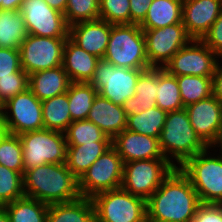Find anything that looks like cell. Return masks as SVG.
Instances as JSON below:
<instances>
[{
	"instance_id": "cell-1",
	"label": "cell",
	"mask_w": 222,
	"mask_h": 222,
	"mask_svg": "<svg viewBox=\"0 0 222 222\" xmlns=\"http://www.w3.org/2000/svg\"><path fill=\"white\" fill-rule=\"evenodd\" d=\"M200 205L190 179L174 168L146 200L147 222H191Z\"/></svg>"
},
{
	"instance_id": "cell-2",
	"label": "cell",
	"mask_w": 222,
	"mask_h": 222,
	"mask_svg": "<svg viewBox=\"0 0 222 222\" xmlns=\"http://www.w3.org/2000/svg\"><path fill=\"white\" fill-rule=\"evenodd\" d=\"M24 195L48 205L75 201L81 197L78 178L65 163L43 164L23 175Z\"/></svg>"
},
{
	"instance_id": "cell-3",
	"label": "cell",
	"mask_w": 222,
	"mask_h": 222,
	"mask_svg": "<svg viewBox=\"0 0 222 222\" xmlns=\"http://www.w3.org/2000/svg\"><path fill=\"white\" fill-rule=\"evenodd\" d=\"M159 145L164 158L175 168L181 167L189 158L209 148L194 131L185 108L168 112ZM168 153L180 166L170 160Z\"/></svg>"
},
{
	"instance_id": "cell-4",
	"label": "cell",
	"mask_w": 222,
	"mask_h": 222,
	"mask_svg": "<svg viewBox=\"0 0 222 222\" xmlns=\"http://www.w3.org/2000/svg\"><path fill=\"white\" fill-rule=\"evenodd\" d=\"M104 60L116 67L149 69L145 36L137 24L112 25Z\"/></svg>"
},
{
	"instance_id": "cell-5",
	"label": "cell",
	"mask_w": 222,
	"mask_h": 222,
	"mask_svg": "<svg viewBox=\"0 0 222 222\" xmlns=\"http://www.w3.org/2000/svg\"><path fill=\"white\" fill-rule=\"evenodd\" d=\"M207 150L179 168L190 179L201 204H222V157H208Z\"/></svg>"
},
{
	"instance_id": "cell-6",
	"label": "cell",
	"mask_w": 222,
	"mask_h": 222,
	"mask_svg": "<svg viewBox=\"0 0 222 222\" xmlns=\"http://www.w3.org/2000/svg\"><path fill=\"white\" fill-rule=\"evenodd\" d=\"M19 138L22 144L24 172L43 164L65 163V133L44 128L22 133Z\"/></svg>"
},
{
	"instance_id": "cell-7",
	"label": "cell",
	"mask_w": 222,
	"mask_h": 222,
	"mask_svg": "<svg viewBox=\"0 0 222 222\" xmlns=\"http://www.w3.org/2000/svg\"><path fill=\"white\" fill-rule=\"evenodd\" d=\"M91 200L95 222H147L146 201L122 187L98 193Z\"/></svg>"
},
{
	"instance_id": "cell-8",
	"label": "cell",
	"mask_w": 222,
	"mask_h": 222,
	"mask_svg": "<svg viewBox=\"0 0 222 222\" xmlns=\"http://www.w3.org/2000/svg\"><path fill=\"white\" fill-rule=\"evenodd\" d=\"M147 69L116 67L100 59L89 83L97 92L114 104L123 106L125 101L135 95L139 75Z\"/></svg>"
},
{
	"instance_id": "cell-9",
	"label": "cell",
	"mask_w": 222,
	"mask_h": 222,
	"mask_svg": "<svg viewBox=\"0 0 222 222\" xmlns=\"http://www.w3.org/2000/svg\"><path fill=\"white\" fill-rule=\"evenodd\" d=\"M174 168L166 158L124 163L121 187L146 201Z\"/></svg>"
},
{
	"instance_id": "cell-10",
	"label": "cell",
	"mask_w": 222,
	"mask_h": 222,
	"mask_svg": "<svg viewBox=\"0 0 222 222\" xmlns=\"http://www.w3.org/2000/svg\"><path fill=\"white\" fill-rule=\"evenodd\" d=\"M124 162L116 149H107L78 179L81 197L120 188L123 180Z\"/></svg>"
},
{
	"instance_id": "cell-11",
	"label": "cell",
	"mask_w": 222,
	"mask_h": 222,
	"mask_svg": "<svg viewBox=\"0 0 222 222\" xmlns=\"http://www.w3.org/2000/svg\"><path fill=\"white\" fill-rule=\"evenodd\" d=\"M2 131L20 135L44 129L42 101L29 89L13 96L1 105ZM10 109V115L6 110Z\"/></svg>"
},
{
	"instance_id": "cell-12",
	"label": "cell",
	"mask_w": 222,
	"mask_h": 222,
	"mask_svg": "<svg viewBox=\"0 0 222 222\" xmlns=\"http://www.w3.org/2000/svg\"><path fill=\"white\" fill-rule=\"evenodd\" d=\"M66 39L28 34L19 47L21 68L30 75L61 66Z\"/></svg>"
},
{
	"instance_id": "cell-13",
	"label": "cell",
	"mask_w": 222,
	"mask_h": 222,
	"mask_svg": "<svg viewBox=\"0 0 222 222\" xmlns=\"http://www.w3.org/2000/svg\"><path fill=\"white\" fill-rule=\"evenodd\" d=\"M142 30L145 36L146 57L150 67L163 68L181 48L192 40L182 23ZM158 63L159 65H157Z\"/></svg>"
},
{
	"instance_id": "cell-14",
	"label": "cell",
	"mask_w": 222,
	"mask_h": 222,
	"mask_svg": "<svg viewBox=\"0 0 222 222\" xmlns=\"http://www.w3.org/2000/svg\"><path fill=\"white\" fill-rule=\"evenodd\" d=\"M216 55L201 39H192L163 68L174 76L213 77L218 63Z\"/></svg>"
},
{
	"instance_id": "cell-15",
	"label": "cell",
	"mask_w": 222,
	"mask_h": 222,
	"mask_svg": "<svg viewBox=\"0 0 222 222\" xmlns=\"http://www.w3.org/2000/svg\"><path fill=\"white\" fill-rule=\"evenodd\" d=\"M19 11L28 34L53 38L68 37L69 26L64 14L51 8L45 0H24Z\"/></svg>"
},
{
	"instance_id": "cell-16",
	"label": "cell",
	"mask_w": 222,
	"mask_h": 222,
	"mask_svg": "<svg viewBox=\"0 0 222 222\" xmlns=\"http://www.w3.org/2000/svg\"><path fill=\"white\" fill-rule=\"evenodd\" d=\"M185 109L194 131L210 147L222 127V103L211 95Z\"/></svg>"
},
{
	"instance_id": "cell-17",
	"label": "cell",
	"mask_w": 222,
	"mask_h": 222,
	"mask_svg": "<svg viewBox=\"0 0 222 222\" xmlns=\"http://www.w3.org/2000/svg\"><path fill=\"white\" fill-rule=\"evenodd\" d=\"M222 11V0H183L182 24L192 39H202Z\"/></svg>"
},
{
	"instance_id": "cell-18",
	"label": "cell",
	"mask_w": 222,
	"mask_h": 222,
	"mask_svg": "<svg viewBox=\"0 0 222 222\" xmlns=\"http://www.w3.org/2000/svg\"><path fill=\"white\" fill-rule=\"evenodd\" d=\"M112 146L116 149L124 163L164 158L159 138L132 132L124 129L112 139Z\"/></svg>"
},
{
	"instance_id": "cell-19",
	"label": "cell",
	"mask_w": 222,
	"mask_h": 222,
	"mask_svg": "<svg viewBox=\"0 0 222 222\" xmlns=\"http://www.w3.org/2000/svg\"><path fill=\"white\" fill-rule=\"evenodd\" d=\"M110 32L111 24L105 20L97 19L71 25L68 37L86 52L103 59Z\"/></svg>"
},
{
	"instance_id": "cell-20",
	"label": "cell",
	"mask_w": 222,
	"mask_h": 222,
	"mask_svg": "<svg viewBox=\"0 0 222 222\" xmlns=\"http://www.w3.org/2000/svg\"><path fill=\"white\" fill-rule=\"evenodd\" d=\"M86 120L95 123L112 140L126 129L127 115L123 106L97 93Z\"/></svg>"
},
{
	"instance_id": "cell-21",
	"label": "cell",
	"mask_w": 222,
	"mask_h": 222,
	"mask_svg": "<svg viewBox=\"0 0 222 222\" xmlns=\"http://www.w3.org/2000/svg\"><path fill=\"white\" fill-rule=\"evenodd\" d=\"M99 58L86 52L69 37L66 39L62 67L70 82H89L94 74Z\"/></svg>"
},
{
	"instance_id": "cell-22",
	"label": "cell",
	"mask_w": 222,
	"mask_h": 222,
	"mask_svg": "<svg viewBox=\"0 0 222 222\" xmlns=\"http://www.w3.org/2000/svg\"><path fill=\"white\" fill-rule=\"evenodd\" d=\"M70 80L61 66L37 71L29 75L28 89L40 100L67 92Z\"/></svg>"
},
{
	"instance_id": "cell-23",
	"label": "cell",
	"mask_w": 222,
	"mask_h": 222,
	"mask_svg": "<svg viewBox=\"0 0 222 222\" xmlns=\"http://www.w3.org/2000/svg\"><path fill=\"white\" fill-rule=\"evenodd\" d=\"M158 67L144 70L138 77L135 95L125 101L126 115H135L156 106Z\"/></svg>"
},
{
	"instance_id": "cell-24",
	"label": "cell",
	"mask_w": 222,
	"mask_h": 222,
	"mask_svg": "<svg viewBox=\"0 0 222 222\" xmlns=\"http://www.w3.org/2000/svg\"><path fill=\"white\" fill-rule=\"evenodd\" d=\"M111 146L112 141H96L82 145H67L65 164L79 179L81 175Z\"/></svg>"
},
{
	"instance_id": "cell-25",
	"label": "cell",
	"mask_w": 222,
	"mask_h": 222,
	"mask_svg": "<svg viewBox=\"0 0 222 222\" xmlns=\"http://www.w3.org/2000/svg\"><path fill=\"white\" fill-rule=\"evenodd\" d=\"M47 222H95L91 198L80 197L75 201L48 206Z\"/></svg>"
},
{
	"instance_id": "cell-26",
	"label": "cell",
	"mask_w": 222,
	"mask_h": 222,
	"mask_svg": "<svg viewBox=\"0 0 222 222\" xmlns=\"http://www.w3.org/2000/svg\"><path fill=\"white\" fill-rule=\"evenodd\" d=\"M182 6L183 0H153L139 26L141 29H157L182 23Z\"/></svg>"
},
{
	"instance_id": "cell-27",
	"label": "cell",
	"mask_w": 222,
	"mask_h": 222,
	"mask_svg": "<svg viewBox=\"0 0 222 222\" xmlns=\"http://www.w3.org/2000/svg\"><path fill=\"white\" fill-rule=\"evenodd\" d=\"M44 128L65 133L72 123L67 92L42 101Z\"/></svg>"
},
{
	"instance_id": "cell-28",
	"label": "cell",
	"mask_w": 222,
	"mask_h": 222,
	"mask_svg": "<svg viewBox=\"0 0 222 222\" xmlns=\"http://www.w3.org/2000/svg\"><path fill=\"white\" fill-rule=\"evenodd\" d=\"M28 33L19 10L0 11V48L19 49Z\"/></svg>"
},
{
	"instance_id": "cell-29",
	"label": "cell",
	"mask_w": 222,
	"mask_h": 222,
	"mask_svg": "<svg viewBox=\"0 0 222 222\" xmlns=\"http://www.w3.org/2000/svg\"><path fill=\"white\" fill-rule=\"evenodd\" d=\"M48 204L22 197L4 205L10 222H47Z\"/></svg>"
},
{
	"instance_id": "cell-30",
	"label": "cell",
	"mask_w": 222,
	"mask_h": 222,
	"mask_svg": "<svg viewBox=\"0 0 222 222\" xmlns=\"http://www.w3.org/2000/svg\"><path fill=\"white\" fill-rule=\"evenodd\" d=\"M167 114V111L155 106L141 113L129 115L127 116L126 129L135 133L159 138Z\"/></svg>"
},
{
	"instance_id": "cell-31",
	"label": "cell",
	"mask_w": 222,
	"mask_h": 222,
	"mask_svg": "<svg viewBox=\"0 0 222 222\" xmlns=\"http://www.w3.org/2000/svg\"><path fill=\"white\" fill-rule=\"evenodd\" d=\"M97 90L89 82H71L67 89L72 122L86 120Z\"/></svg>"
},
{
	"instance_id": "cell-32",
	"label": "cell",
	"mask_w": 222,
	"mask_h": 222,
	"mask_svg": "<svg viewBox=\"0 0 222 222\" xmlns=\"http://www.w3.org/2000/svg\"><path fill=\"white\" fill-rule=\"evenodd\" d=\"M156 106L167 112L185 108L181 100L176 76L158 67Z\"/></svg>"
},
{
	"instance_id": "cell-33",
	"label": "cell",
	"mask_w": 222,
	"mask_h": 222,
	"mask_svg": "<svg viewBox=\"0 0 222 222\" xmlns=\"http://www.w3.org/2000/svg\"><path fill=\"white\" fill-rule=\"evenodd\" d=\"M176 80L184 107L212 95V77L183 75Z\"/></svg>"
},
{
	"instance_id": "cell-34",
	"label": "cell",
	"mask_w": 222,
	"mask_h": 222,
	"mask_svg": "<svg viewBox=\"0 0 222 222\" xmlns=\"http://www.w3.org/2000/svg\"><path fill=\"white\" fill-rule=\"evenodd\" d=\"M65 137L67 145L112 141L95 123L89 120L73 121L65 132Z\"/></svg>"
},
{
	"instance_id": "cell-35",
	"label": "cell",
	"mask_w": 222,
	"mask_h": 222,
	"mask_svg": "<svg viewBox=\"0 0 222 222\" xmlns=\"http://www.w3.org/2000/svg\"><path fill=\"white\" fill-rule=\"evenodd\" d=\"M22 144L19 135L0 133V164L24 175Z\"/></svg>"
},
{
	"instance_id": "cell-36",
	"label": "cell",
	"mask_w": 222,
	"mask_h": 222,
	"mask_svg": "<svg viewBox=\"0 0 222 222\" xmlns=\"http://www.w3.org/2000/svg\"><path fill=\"white\" fill-rule=\"evenodd\" d=\"M24 196L23 175L0 164V207Z\"/></svg>"
},
{
	"instance_id": "cell-37",
	"label": "cell",
	"mask_w": 222,
	"mask_h": 222,
	"mask_svg": "<svg viewBox=\"0 0 222 222\" xmlns=\"http://www.w3.org/2000/svg\"><path fill=\"white\" fill-rule=\"evenodd\" d=\"M64 17L67 25L99 19V0H67Z\"/></svg>"
},
{
	"instance_id": "cell-38",
	"label": "cell",
	"mask_w": 222,
	"mask_h": 222,
	"mask_svg": "<svg viewBox=\"0 0 222 222\" xmlns=\"http://www.w3.org/2000/svg\"><path fill=\"white\" fill-rule=\"evenodd\" d=\"M99 19L112 25L131 24L129 0H99Z\"/></svg>"
},
{
	"instance_id": "cell-39",
	"label": "cell",
	"mask_w": 222,
	"mask_h": 222,
	"mask_svg": "<svg viewBox=\"0 0 222 222\" xmlns=\"http://www.w3.org/2000/svg\"><path fill=\"white\" fill-rule=\"evenodd\" d=\"M29 75L22 69L0 78V104L28 89Z\"/></svg>"
},
{
	"instance_id": "cell-40",
	"label": "cell",
	"mask_w": 222,
	"mask_h": 222,
	"mask_svg": "<svg viewBox=\"0 0 222 222\" xmlns=\"http://www.w3.org/2000/svg\"><path fill=\"white\" fill-rule=\"evenodd\" d=\"M21 70L19 49L0 48V78Z\"/></svg>"
},
{
	"instance_id": "cell-41",
	"label": "cell",
	"mask_w": 222,
	"mask_h": 222,
	"mask_svg": "<svg viewBox=\"0 0 222 222\" xmlns=\"http://www.w3.org/2000/svg\"><path fill=\"white\" fill-rule=\"evenodd\" d=\"M215 54L222 57V11L211 26L210 30L201 39Z\"/></svg>"
},
{
	"instance_id": "cell-42",
	"label": "cell",
	"mask_w": 222,
	"mask_h": 222,
	"mask_svg": "<svg viewBox=\"0 0 222 222\" xmlns=\"http://www.w3.org/2000/svg\"><path fill=\"white\" fill-rule=\"evenodd\" d=\"M191 222H222V204H201Z\"/></svg>"
},
{
	"instance_id": "cell-43",
	"label": "cell",
	"mask_w": 222,
	"mask_h": 222,
	"mask_svg": "<svg viewBox=\"0 0 222 222\" xmlns=\"http://www.w3.org/2000/svg\"><path fill=\"white\" fill-rule=\"evenodd\" d=\"M153 0H129L131 24L140 25L147 15L149 4Z\"/></svg>"
},
{
	"instance_id": "cell-44",
	"label": "cell",
	"mask_w": 222,
	"mask_h": 222,
	"mask_svg": "<svg viewBox=\"0 0 222 222\" xmlns=\"http://www.w3.org/2000/svg\"><path fill=\"white\" fill-rule=\"evenodd\" d=\"M212 95L222 103V66L219 63L212 77Z\"/></svg>"
},
{
	"instance_id": "cell-45",
	"label": "cell",
	"mask_w": 222,
	"mask_h": 222,
	"mask_svg": "<svg viewBox=\"0 0 222 222\" xmlns=\"http://www.w3.org/2000/svg\"><path fill=\"white\" fill-rule=\"evenodd\" d=\"M24 0H2L1 10H20Z\"/></svg>"
},
{
	"instance_id": "cell-46",
	"label": "cell",
	"mask_w": 222,
	"mask_h": 222,
	"mask_svg": "<svg viewBox=\"0 0 222 222\" xmlns=\"http://www.w3.org/2000/svg\"><path fill=\"white\" fill-rule=\"evenodd\" d=\"M45 2L53 9L64 14L66 10L67 0H45Z\"/></svg>"
},
{
	"instance_id": "cell-47",
	"label": "cell",
	"mask_w": 222,
	"mask_h": 222,
	"mask_svg": "<svg viewBox=\"0 0 222 222\" xmlns=\"http://www.w3.org/2000/svg\"><path fill=\"white\" fill-rule=\"evenodd\" d=\"M215 144L216 145L219 144V146L221 147V151H222V127L218 131L217 137L214 140V142L212 143V145L210 146V148L213 147ZM220 156L222 157V152H221Z\"/></svg>"
},
{
	"instance_id": "cell-48",
	"label": "cell",
	"mask_w": 222,
	"mask_h": 222,
	"mask_svg": "<svg viewBox=\"0 0 222 222\" xmlns=\"http://www.w3.org/2000/svg\"><path fill=\"white\" fill-rule=\"evenodd\" d=\"M0 222H10L7 212L4 207H0Z\"/></svg>"
},
{
	"instance_id": "cell-49",
	"label": "cell",
	"mask_w": 222,
	"mask_h": 222,
	"mask_svg": "<svg viewBox=\"0 0 222 222\" xmlns=\"http://www.w3.org/2000/svg\"><path fill=\"white\" fill-rule=\"evenodd\" d=\"M2 132L1 116H0V133Z\"/></svg>"
}]
</instances>
